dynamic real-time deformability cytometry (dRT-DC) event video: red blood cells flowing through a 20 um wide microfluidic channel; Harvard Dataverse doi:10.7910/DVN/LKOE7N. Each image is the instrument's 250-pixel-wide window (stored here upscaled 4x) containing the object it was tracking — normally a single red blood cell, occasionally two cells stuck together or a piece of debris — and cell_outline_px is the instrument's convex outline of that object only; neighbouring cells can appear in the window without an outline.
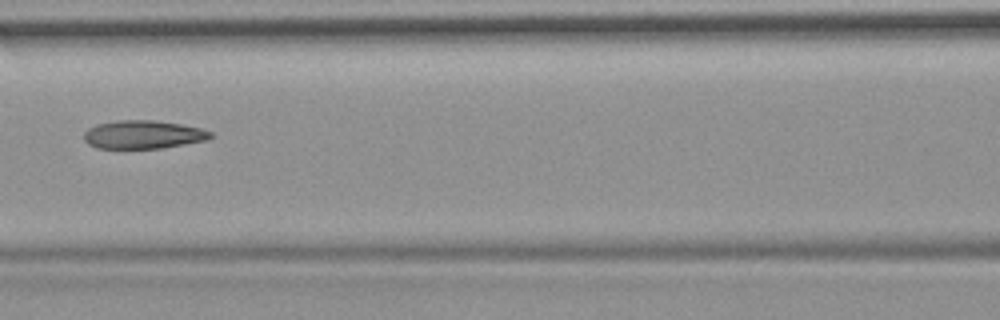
{"species": "common noctule bat (a hibernating species)", "species_latin": "Nyctalus noctula", "temperature_condition": "room temperature", "stored_images_in_passage": 10, "camera_frame_rate_fps": 3000, "um_per_image_px": 0.085, "animal": {"sex": "female", "body_mass_g": 19.9}, "frame": {"image": 1, "passage_image": 7, "time_ms": 7.667, "image_size_px": [1000, 320], "cell_outline_px": [[212, 136], [208, 140], [160, 148], [96, 148], [88, 144], [84, 140], [84, 132], [88, 128], [96, 124], [116, 120], [152, 120], [180, 124], [200, 128], [212, 132]], "centroid_in_image_um": [12.14, 11.43], "position_along_channel_um": 154.5, "area_um2": 20.87}}